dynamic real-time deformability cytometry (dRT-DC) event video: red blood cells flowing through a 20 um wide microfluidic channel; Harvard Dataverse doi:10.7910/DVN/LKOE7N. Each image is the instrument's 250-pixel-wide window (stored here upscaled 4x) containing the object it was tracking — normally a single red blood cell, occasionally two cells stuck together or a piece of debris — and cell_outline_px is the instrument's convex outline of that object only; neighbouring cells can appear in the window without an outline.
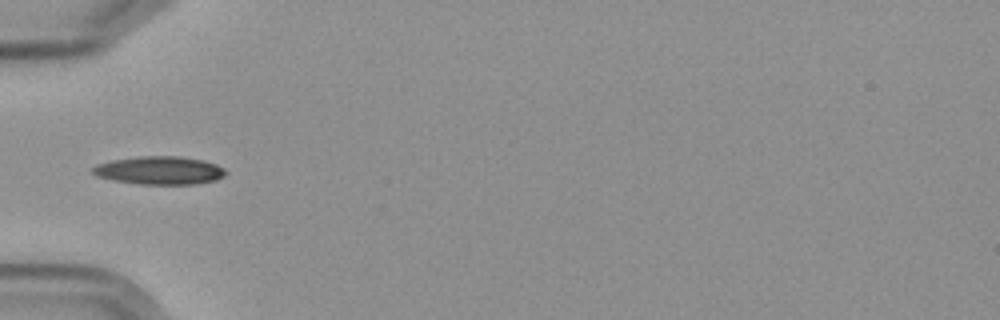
{"species": "Egyptian fruit bat (a non-hibernating species)", "species_latin": "Rousettus aegyptiacus", "temperature_condition": "cold", "stored_images_in_passage": 6, "camera_frame_rate_fps": 3000, "um_per_image_px": 0.085, "frame": {"image": 1, "passage_image": 4, "time_ms": 3.667, "image_size_px": [1000, 320], "cell_outline_px": [[228, 172], [224, 176], [216, 180], [192, 184], [140, 184], [116, 180], [96, 176], [92, 172], [92, 168], [96, 164], [112, 160], [136, 156], [180, 156], [204, 160], [216, 164], [224, 168]], "centroid_in_image_um": [13.58, 14.47], "position_along_channel_um": 71.4, "area_um2": 21.85}}
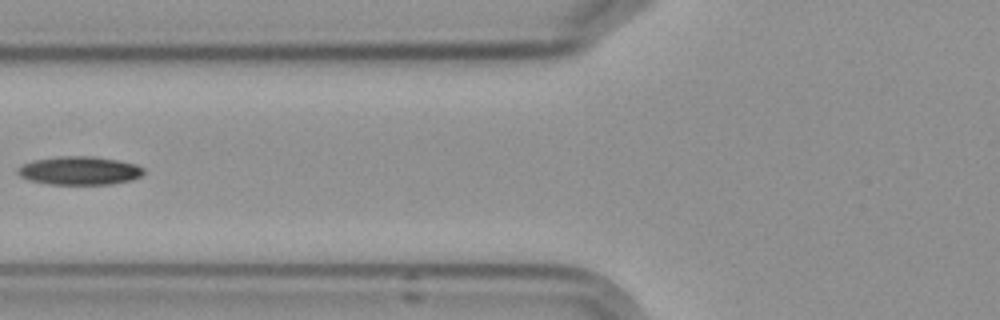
{"frame": {"image": 2, "passage_image": 5, "time_ms": 5.0, "image_size_px": [1000, 320], "cell_outline_px": [[144, 172], [140, 176], [132, 180], [108, 184], [48, 184], [28, 180], [20, 176], [16, 172], [16, 168], [20, 164], [32, 160], [56, 156], [92, 156], [116, 160], [136, 164], [144, 168]], "centroid_in_image_um": [6.69, 14.49], "position_along_channel_um": 119.1, "area_um2": 21.04}}
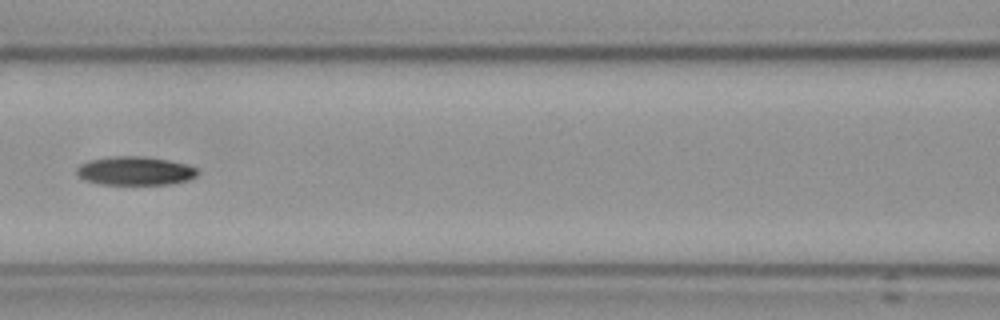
{"frame": {"image": 3, "passage_image": 6, "time_ms": 6.0, "image_size_px": [1000, 320], "cell_outline_px": [[200, 172], [196, 176], [188, 180], [168, 184], [100, 184], [84, 180], [76, 176], [76, 168], [80, 164], [88, 160], [108, 156], [140, 156], [168, 160], [184, 164], [196, 168]], "centroid_in_image_um": [11.42, 14.52], "position_along_channel_um": 155.2, "area_um2": 20.29}}